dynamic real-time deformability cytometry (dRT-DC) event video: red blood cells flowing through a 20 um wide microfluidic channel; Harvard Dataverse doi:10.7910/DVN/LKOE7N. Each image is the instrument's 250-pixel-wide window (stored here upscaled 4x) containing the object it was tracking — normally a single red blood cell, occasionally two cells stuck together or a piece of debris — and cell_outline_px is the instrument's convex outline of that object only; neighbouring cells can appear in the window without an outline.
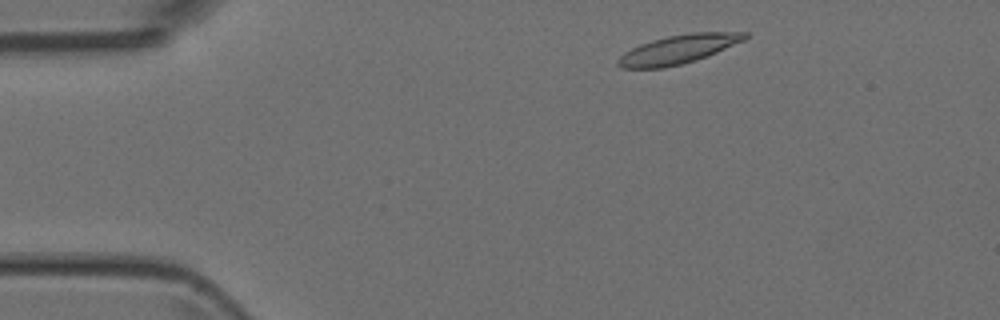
{"species": "Egyptian fruit bat (a non-hibernating species)", "species_latin": "Rousettus aegyptiacus", "temperature_condition": "room temperature", "stored_images_in_passage": 5, "camera_frame_rate_fps": 3000, "um_per_image_px": 0.085, "animal": {"sex": "female"}, "frame": {"image": 1, "passage_image": 1, "time_ms": 0.0, "image_size_px": [1000, 320], "cell_outline_px": [[748, 36], [744, 40], [708, 56], [696, 60], [664, 68], [624, 68], [616, 64], [616, 60], [624, 52], [640, 44], [652, 40], [668, 36], [692, 32], [748, 32]], "centroid_in_image_um": [57.65, 4.19], "position_along_channel_um": 27.4, "area_um2": 21.21}}
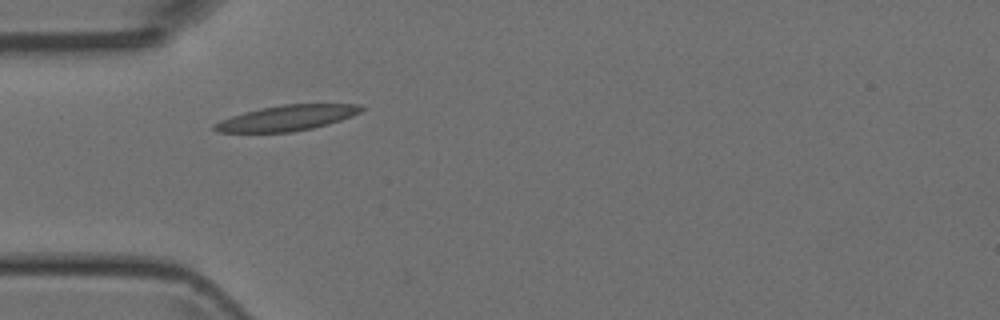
{"frame": {"image": 2, "passage_image": 3, "time_ms": 2.333, "image_size_px": [1000, 320], "cell_outline_px": [[364, 108], [360, 112], [352, 116], [328, 124], [312, 128], [292, 132], [220, 132], [212, 128], [212, 124], [220, 120], [244, 112], [260, 108], [284, 104], [360, 104]], "centroid_in_image_um": [24.38, 10.02], "position_along_channel_um": 60.6, "area_um2": 21.68}}
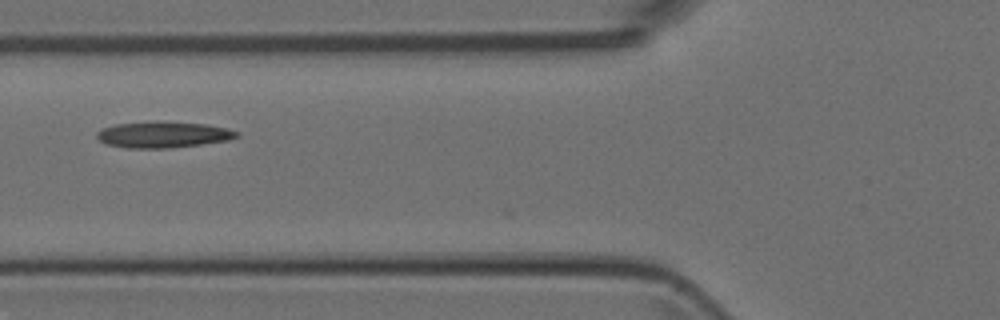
{"frame": {"image": 3, "passage_image": 4, "time_ms": 3.667, "image_size_px": [1000, 320], "cell_outline_px": [[240, 136], [228, 140], [200, 144], [168, 148], [128, 148], [104, 144], [96, 136], [96, 132], [104, 128], [116, 124], [156, 120], [208, 124], [228, 128], [240, 132]], "centroid_in_image_um": [13.88, 11.43], "position_along_channel_um": 111.9, "area_um2": 21.62}}